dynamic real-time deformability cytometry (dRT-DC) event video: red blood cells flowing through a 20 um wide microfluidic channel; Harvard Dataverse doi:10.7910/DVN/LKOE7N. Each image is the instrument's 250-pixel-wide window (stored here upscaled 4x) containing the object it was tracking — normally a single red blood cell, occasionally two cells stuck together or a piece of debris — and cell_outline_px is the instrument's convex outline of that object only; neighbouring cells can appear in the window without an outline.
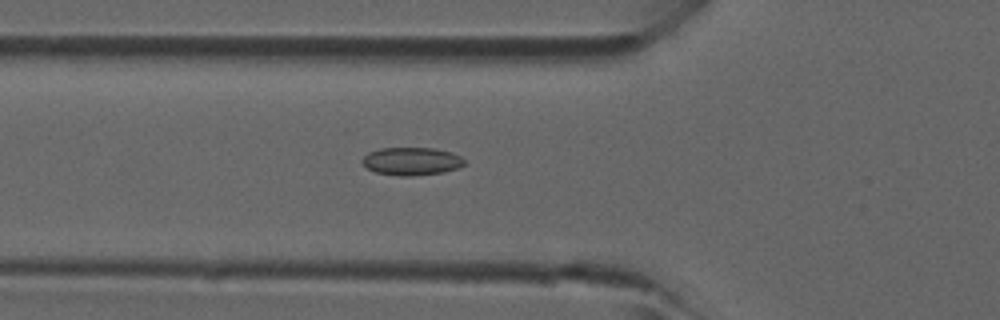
{"species": "common noctule bat (a hibernating species)", "species_latin": "Nyctalus noctula", "temperature_condition": "room temperature", "stored_images_in_passage": 46, "camera_frame_rate_fps": 3000, "um_per_image_px": 0.085, "animal": {"sex": "male", "forearm_length_mm": 52.5}, "frame": {"image": 1, "passage_image": 16, "time_ms": 5.0, "image_size_px": [1000, 320], "cell_outline_px": [[464, 164], [456, 168], [444, 172], [412, 176], [400, 176], [376, 172], [368, 168], [360, 160], [368, 152], [380, 148], [432, 148], [452, 152], [460, 156], [464, 160]], "centroid_in_image_um": [34.97, 13.7], "position_along_channel_um": 90.8, "area_um2": 16.53}}
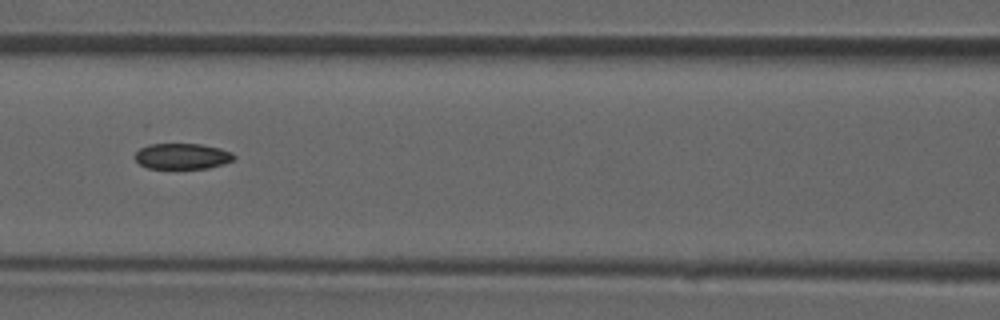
{"frame": {"image": 2, "passage_image": 20, "time_ms": 6.333, "image_size_px": [1000, 320], "cell_outline_px": [[236, 156], [232, 160], [224, 164], [208, 168], [148, 168], [140, 164], [132, 156], [140, 148], [148, 144], [200, 144], [220, 148], [232, 152]], "centroid_in_image_um": [15.48, 13.27], "position_along_channel_um": 151.1, "area_um2": 14.91}}
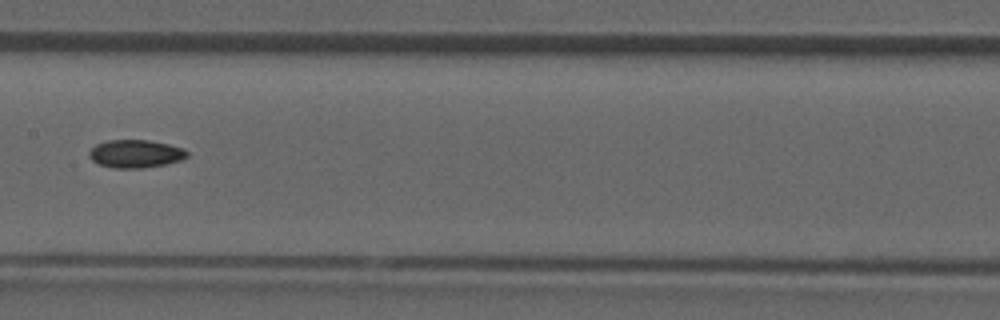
{"frame": {"image": 3, "passage_image": 23, "time_ms": 7.333, "image_size_px": [1000, 320], "cell_outline_px": [[188, 156], [180, 160], [164, 164], [140, 168], [112, 168], [100, 164], [92, 160], [88, 156], [88, 152], [96, 144], [116, 136], [148, 140], [168, 144], [184, 148], [188, 152]], "centroid_in_image_um": [11.46, 13.01], "position_along_channel_um": 195.9, "area_um2": 16.53}}